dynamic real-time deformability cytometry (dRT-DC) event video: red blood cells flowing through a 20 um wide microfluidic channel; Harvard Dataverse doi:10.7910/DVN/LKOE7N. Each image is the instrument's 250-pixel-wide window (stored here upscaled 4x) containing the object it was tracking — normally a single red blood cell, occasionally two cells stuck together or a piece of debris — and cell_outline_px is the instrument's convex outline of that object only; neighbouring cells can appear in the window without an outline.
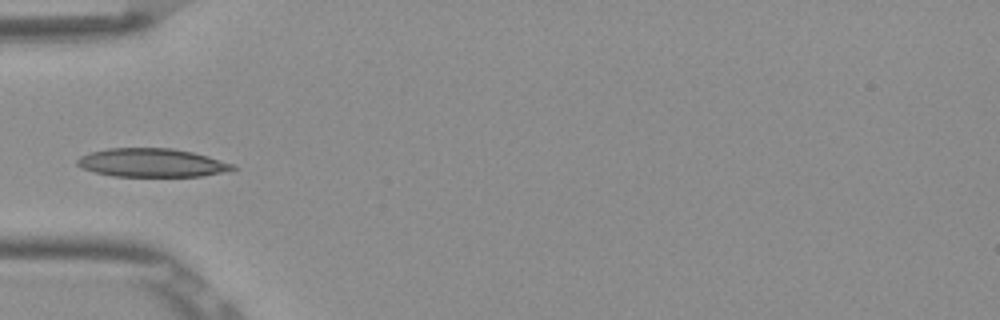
{"species": "Egyptian fruit bat (a non-hibernating species)", "species_latin": "Rousettus aegyptiacus", "temperature_condition": "room temperature", "stored_images_in_passage": 36, "camera_frame_rate_fps": 3000, "um_per_image_px": 0.085, "frame": {"image": 1, "passage_image": 1, "time_ms": 0.0, "image_size_px": [1000, 320], "cell_outline_px": [[236, 168], [232, 172], [200, 176], [112, 176], [80, 168], [76, 164], [76, 160], [80, 156], [92, 152], [108, 148], [172, 148], [192, 152], [208, 156], [236, 164]], "centroid_in_image_um": [12.96, 13.84], "position_along_channel_um": 72.0, "area_um2": 26.07}}
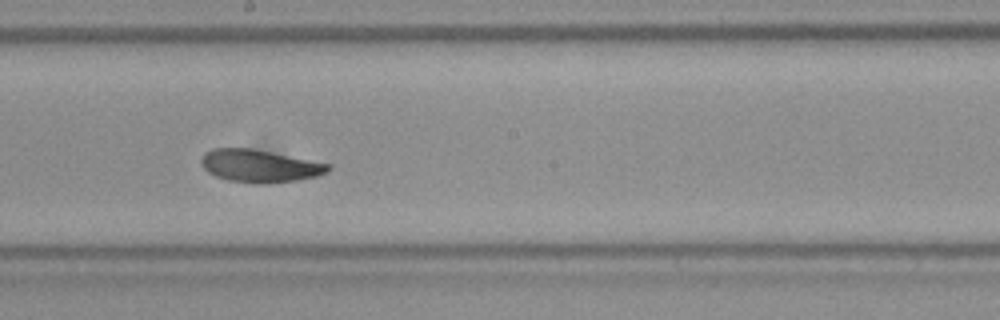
{"frame": {"image": 2, "passage_image": 13, "time_ms": 4.0, "image_size_px": [1000, 320], "cell_outline_px": [[332, 168], [328, 172], [316, 176], [300, 180], [228, 180], [216, 176], [208, 172], [200, 164], [200, 160], [204, 152], [212, 148], [252, 148], [332, 164]], "centroid_in_image_um": [22.07, 14.04], "position_along_channel_um": 226.1, "area_um2": 23.29}}
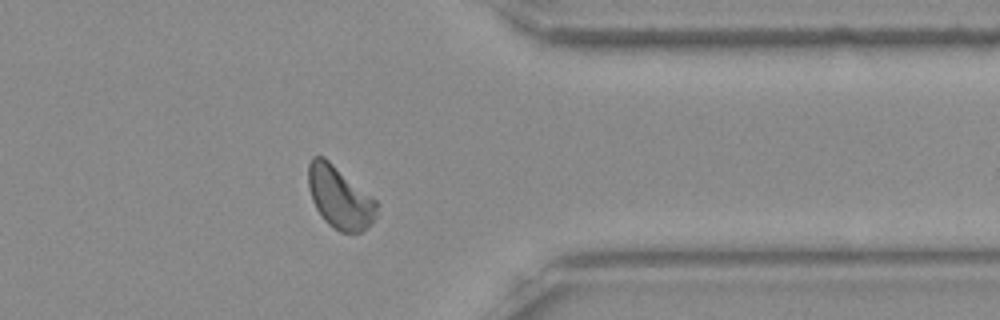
{"frame": {"image": 3, "passage_image": 26, "time_ms": 8.333, "image_size_px": [1000, 320], "cell_outline_px": [[380, 204], [376, 216], [372, 224], [360, 232], [340, 232], [328, 224], [324, 220], [316, 208], [312, 200], [308, 188], [308, 164], [312, 156], [324, 156], [372, 196]], "centroid_in_image_um": [28.88, 16.77], "position_along_channel_um": 382.5, "area_um2": 25.03}, "authors_computed_cell_mechanics": {"area_um2": 24.1315, "velocity_mm_per_s": 3.8383, "shape_relaxation_time_tau1_ms": 4.4326, "shape_relaxation_time_tau2_ms": 2.4083, "deformation_change_tau1": 0.1188, "deformation_change_tau2": 0.0719}}